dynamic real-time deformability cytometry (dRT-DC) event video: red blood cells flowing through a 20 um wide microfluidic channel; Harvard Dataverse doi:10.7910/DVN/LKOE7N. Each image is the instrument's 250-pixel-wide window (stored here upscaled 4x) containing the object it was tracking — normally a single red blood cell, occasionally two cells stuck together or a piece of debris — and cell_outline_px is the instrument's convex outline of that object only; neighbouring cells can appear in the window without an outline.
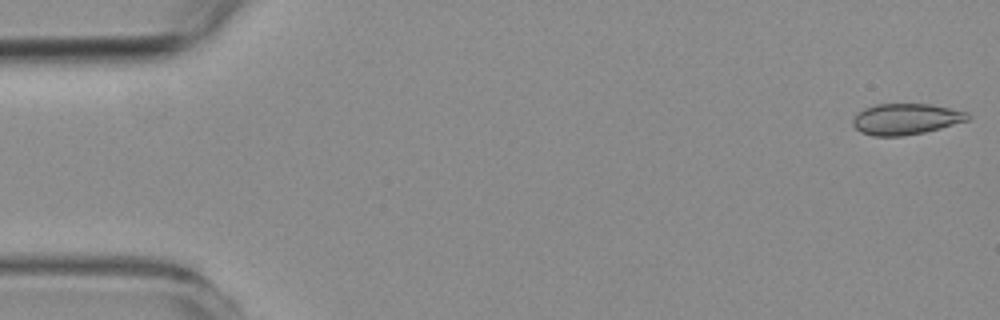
{"species": "common noctule bat (a hibernating species)", "species_latin": "Nyctalus noctula", "temperature_condition": "room temperature", "stored_images_in_passage": 6, "camera_frame_rate_fps": 3000, "um_per_image_px": 0.085, "animal": {"sex": "female", "body_mass_g": 19.3, "forearm_length_mm": 54.1}, "frame": {"image": 1, "passage_image": 1, "time_ms": 0.0, "image_size_px": [1000, 320], "cell_outline_px": [[972, 116], [968, 120], [940, 128], [924, 132], [900, 136], [872, 136], [860, 132], [852, 124], [852, 120], [856, 112], [864, 108], [876, 104], [928, 104], [968, 112]], "centroid_in_image_um": [76.96, 10.12], "position_along_channel_um": 8.0, "area_um2": 20.81}}